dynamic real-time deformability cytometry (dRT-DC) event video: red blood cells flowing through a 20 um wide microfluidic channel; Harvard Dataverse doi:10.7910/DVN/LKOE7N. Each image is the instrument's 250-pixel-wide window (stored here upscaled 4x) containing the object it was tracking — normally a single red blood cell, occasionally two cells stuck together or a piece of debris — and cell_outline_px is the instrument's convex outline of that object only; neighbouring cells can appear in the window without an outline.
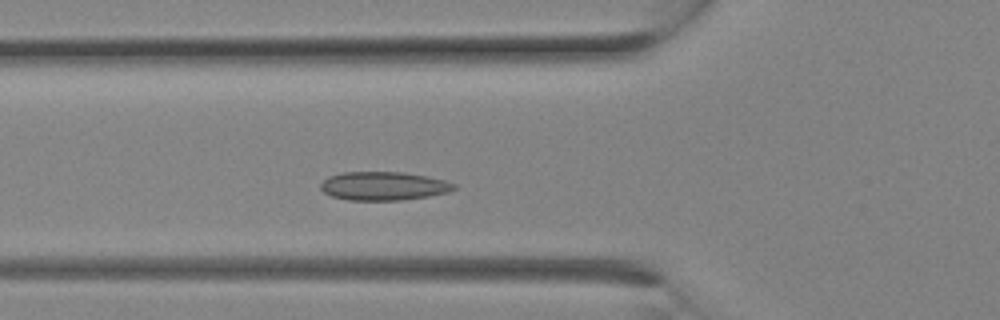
{"species": "Egyptian fruit bat (a non-hibernating species)", "species_latin": "Rousettus aegyptiacus", "temperature_condition": "room temperature", "stored_images_in_passage": 12, "camera_frame_rate_fps": 3000, "um_per_image_px": 0.085, "animal": {"sex": "female"}, "frame": {"image": 1, "passage_image": 7, "time_ms": 2.0, "image_size_px": [1000, 320], "cell_outline_px": [[456, 188], [448, 192], [428, 196], [400, 200], [348, 200], [332, 196], [324, 192], [320, 188], [320, 184], [328, 176], [344, 172], [404, 172], [428, 176], [444, 180], [456, 184]], "centroid_in_image_um": [32.6, 15.8], "position_along_channel_um": 93.2, "area_um2": 22.2}}
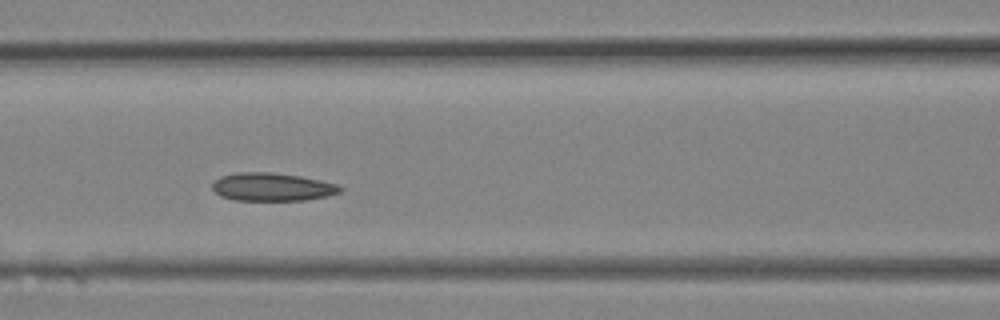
{"frame": {"image": 2, "passage_image": 9, "time_ms": 2.667, "image_size_px": [1000, 320], "cell_outline_px": [[344, 188], [340, 192], [328, 196], [308, 200], [232, 200], [220, 196], [212, 188], [212, 184], [220, 176], [240, 172], [272, 172], [300, 176], [320, 180], [336, 184]], "centroid_in_image_um": [23.14, 15.89], "position_along_channel_um": 143.5, "area_um2": 20.98}}
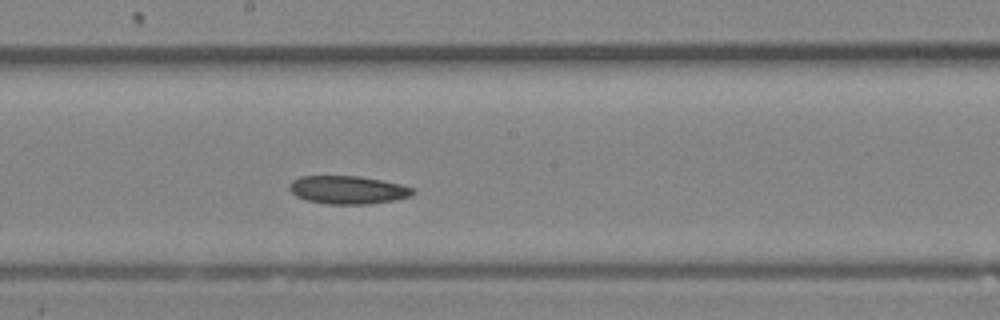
{"frame": {"image": 3, "passage_image": 12, "time_ms": 3.667, "image_size_px": [1000, 320], "cell_outline_px": [[416, 192], [408, 196], [396, 200], [368, 204], [328, 204], [308, 200], [296, 196], [288, 188], [288, 184], [292, 180], [300, 176], [360, 176], [400, 184], [416, 188]], "centroid_in_image_um": [29.57, 16.13], "position_along_channel_um": 218.6, "area_um2": 20.29}}